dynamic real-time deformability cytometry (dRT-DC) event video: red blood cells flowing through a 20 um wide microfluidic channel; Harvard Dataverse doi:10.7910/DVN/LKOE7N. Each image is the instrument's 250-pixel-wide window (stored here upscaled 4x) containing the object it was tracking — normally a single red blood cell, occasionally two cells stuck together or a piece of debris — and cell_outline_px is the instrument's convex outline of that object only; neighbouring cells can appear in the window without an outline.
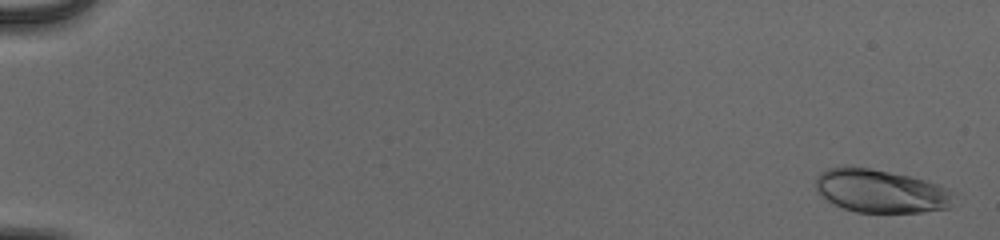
{"species": "human", "species_latin": "Homo sapiens", "temperature_condition": "cold", "stored_images_in_passage": 55, "camera_frame_rate_fps": 3000, "um_per_image_px": 0.085, "donor": {"sex": "male"}, "frame": {"image": 1, "passage_image": 2, "time_ms": 0.333, "image_size_px": [1000, 240], "cell_outline_px": [[956, 192], [948, 208], [924, 212], [856, 212], [844, 208], [820, 196], [816, 192], [816, 176], [820, 172], [828, 168], [848, 164], [908, 176], [940, 184]], "centroid_in_image_um": [74.84, 16.22], "position_along_channel_um": 10.2, "area_um2": 35.08}}
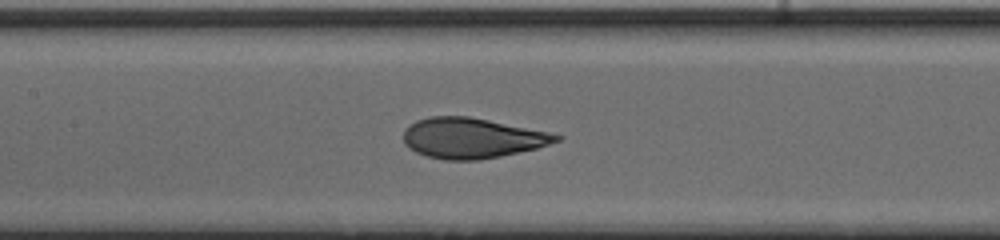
{"frame": {"image": 2, "passage_image": 29, "time_ms": 9.333, "image_size_px": [1000, 240], "cell_outline_px": [[564, 136], [560, 140], [536, 148], [500, 156], [476, 160], [444, 160], [428, 156], [416, 152], [408, 148], [404, 144], [404, 128], [408, 124], [416, 120], [428, 116], [468, 116], [548, 132]], "centroid_in_image_um": [40.06, 11.73], "position_along_channel_um": 167.3, "area_um2": 35.78}}
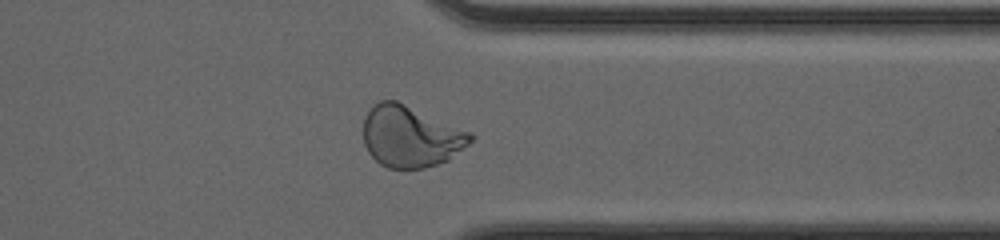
{"frame": {"image": 3, "passage_image": 45, "time_ms": 14.667, "image_size_px": [1000, 240], "cell_outline_px": [[472, 140], [468, 144], [448, 160], [424, 168], [388, 168], [380, 164], [368, 152], [364, 144], [364, 116], [372, 104], [380, 100], [396, 100], [472, 132]], "centroid_in_image_um": [34.88, 11.58], "position_along_channel_um": 376.5, "area_um2": 38.26}, "authors_computed_cell_mechanics": {"area_um2": 35.7782, "velocity_mm_per_s": 3.9308, "shape_relaxation_time_tau1_ms": 4.5426, "shape_relaxation_time_tau2_ms": null, "deformation_change_tau1": 0.2013, "deformation_change_tau2": null}}